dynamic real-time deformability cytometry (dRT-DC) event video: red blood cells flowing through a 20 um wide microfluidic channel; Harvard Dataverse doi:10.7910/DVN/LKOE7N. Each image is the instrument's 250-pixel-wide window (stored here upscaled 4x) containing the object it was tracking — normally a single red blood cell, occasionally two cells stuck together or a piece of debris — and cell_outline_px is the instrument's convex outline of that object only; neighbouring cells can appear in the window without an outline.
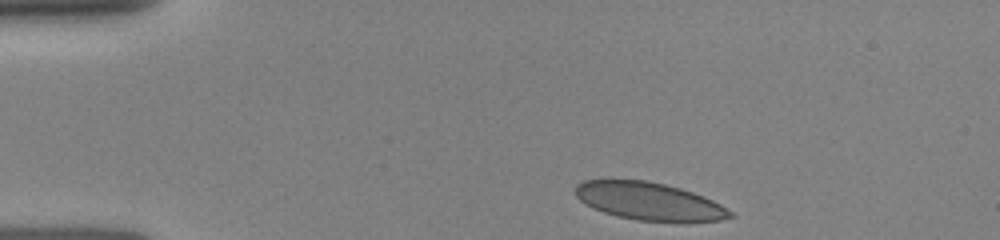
{"species": "human", "species_latin": "Homo sapiens", "temperature_condition": "room temperature", "stored_images_in_passage": 4, "camera_frame_rate_fps": 3000, "um_per_image_px": 0.085, "donor": {"sex": "female"}, "frame": {"image": 1, "passage_image": 1, "time_ms": 0.0, "image_size_px": [1000, 240], "cell_outline_px": [[736, 216], [720, 220], [636, 220], [616, 216], [592, 208], [580, 200], [576, 196], [576, 184], [584, 180], [608, 176], [644, 180], [664, 184], [680, 188], [704, 196], [720, 204], [732, 212]], "centroid_in_image_um": [55.06, 17.04], "position_along_channel_um": 29.9, "area_um2": 34.28}}